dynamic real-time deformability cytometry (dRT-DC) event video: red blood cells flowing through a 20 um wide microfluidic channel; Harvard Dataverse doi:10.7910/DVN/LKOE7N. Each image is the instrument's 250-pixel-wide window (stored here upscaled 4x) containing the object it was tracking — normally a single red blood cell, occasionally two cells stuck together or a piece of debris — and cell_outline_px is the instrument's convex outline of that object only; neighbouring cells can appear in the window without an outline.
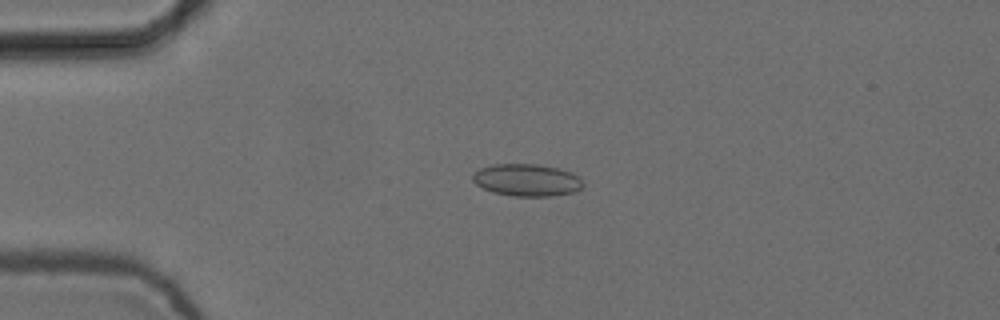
{"species": "common noctule bat (a hibernating species)", "species_latin": "Nyctalus noctula", "temperature_condition": "cold", "stored_images_in_passage": 6, "camera_frame_rate_fps": 3000, "um_per_image_px": 0.085, "animal": {"sex": "female", "body_mass_g": 24.6, "forearm_length_mm": 56.2}, "frame": {"image": 1, "passage_image": 4, "time_ms": 1.0, "image_size_px": [1000, 320], "cell_outline_px": [[584, 184], [576, 192], [548, 196], [516, 196], [492, 192], [476, 184], [472, 180], [472, 176], [480, 168], [492, 164], [540, 164], [560, 168], [572, 172], [580, 176]], "centroid_in_image_um": [44.82, 15.29], "position_along_channel_um": 40.2, "area_um2": 20.87}}
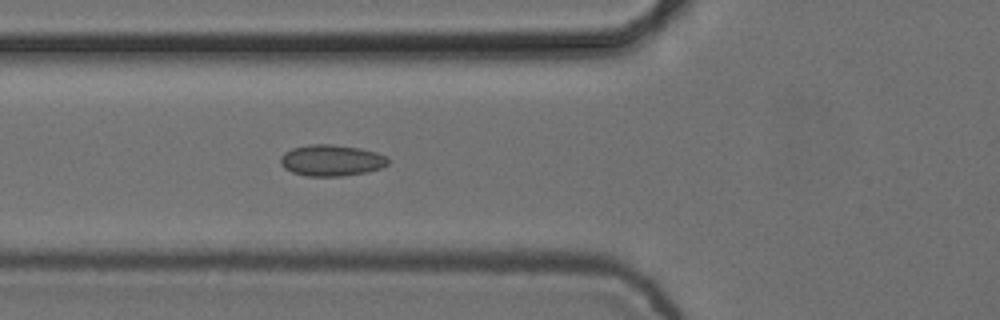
{"frame": {"image": 2, "passage_image": 6, "time_ms": 1.667, "image_size_px": [1000, 320], "cell_outline_px": [[388, 164], [380, 168], [368, 172], [340, 176], [308, 176], [292, 172], [284, 168], [280, 164], [280, 156], [284, 152], [292, 148], [308, 144], [332, 144], [360, 148], [376, 152], [388, 156]], "centroid_in_image_um": [28.16, 13.62], "position_along_channel_um": 97.6, "area_um2": 19.77}}